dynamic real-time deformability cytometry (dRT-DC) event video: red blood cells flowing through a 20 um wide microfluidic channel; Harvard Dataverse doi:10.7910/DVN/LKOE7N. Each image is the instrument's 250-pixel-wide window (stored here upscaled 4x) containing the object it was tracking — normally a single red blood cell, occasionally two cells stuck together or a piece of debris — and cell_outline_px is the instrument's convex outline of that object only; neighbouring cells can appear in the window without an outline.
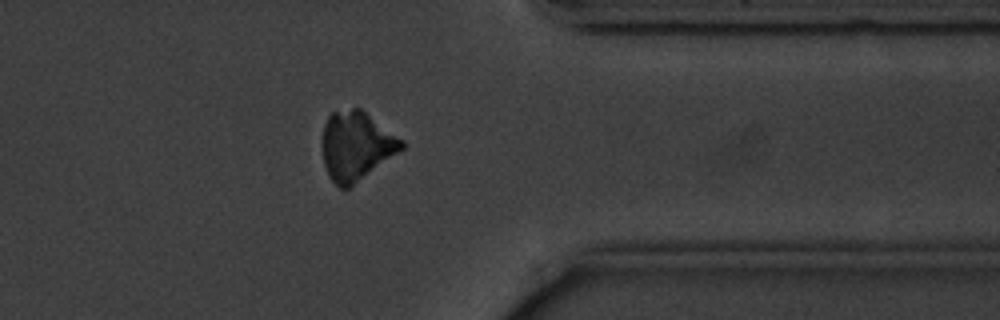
{"species": "common noctule bat (a hibernating species)", "species_latin": "Nyctalus noctula", "temperature_condition": "cold", "stored_images_in_passage": 14, "camera_frame_rate_fps": 3000, "um_per_image_px": 0.085, "animal": {"sex": "male", "body_mass_g": 20.1, "forearm_length_mm": 53.5}, "frame": {"image": 1, "passage_image": 12, "time_ms": 13.333, "image_size_px": [1000, 320], "cell_outline_px": [[404, 148], [348, 188], [340, 188], [328, 176], [324, 164], [324, 124], [328, 116], [332, 112], [352, 108], [360, 108], [404, 140]], "centroid_in_image_um": [30.29, 12.38], "position_along_channel_um": 381.1, "area_um2": 31.21}}
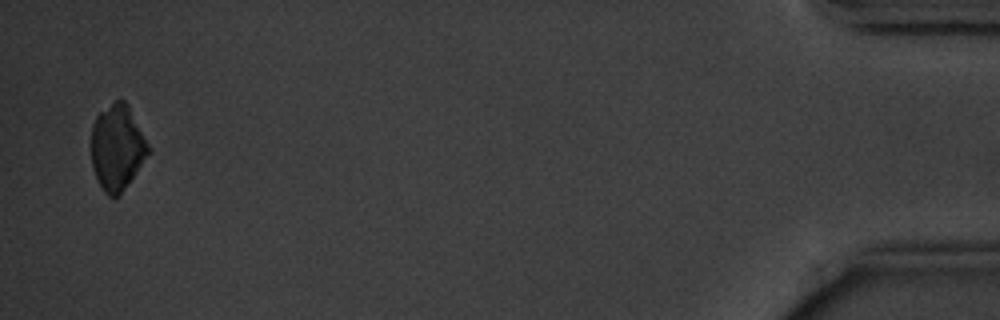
{"frame": {"image": 2, "passage_image": 14, "time_ms": 16.667, "image_size_px": [1000, 320], "cell_outline_px": [[152, 148], [120, 196], [116, 200], [112, 200], [104, 192], [92, 168], [92, 124], [96, 116], [100, 112], [116, 100], [124, 100], [128, 104]], "centroid_in_image_um": [9.98, 12.56], "position_along_channel_um": 425.2, "area_um2": 28.61}}